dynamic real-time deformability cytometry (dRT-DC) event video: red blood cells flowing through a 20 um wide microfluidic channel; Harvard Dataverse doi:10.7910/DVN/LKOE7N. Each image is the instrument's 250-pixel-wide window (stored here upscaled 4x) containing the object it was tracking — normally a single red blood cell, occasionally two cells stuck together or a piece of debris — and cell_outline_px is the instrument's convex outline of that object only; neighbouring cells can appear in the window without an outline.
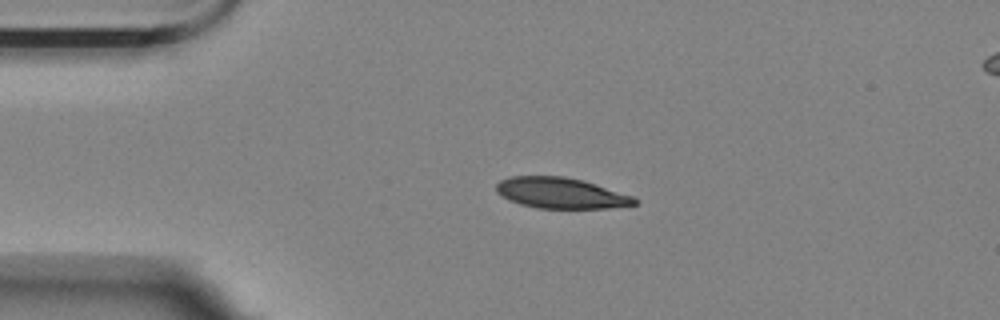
{"species": "Egyptian fruit bat (a non-hibernating species)", "species_latin": "Rousettus aegyptiacus", "temperature_condition": "room temperature", "stored_images_in_passage": 45, "camera_frame_rate_fps": 3000, "um_per_image_px": 0.085, "animal": {"sex": "female"}, "frame": {"image": 1, "passage_image": 1, "time_ms": 0.0, "image_size_px": [1000, 320], "cell_outline_px": [[640, 204], [608, 208], [536, 208], [520, 204], [508, 200], [496, 192], [496, 184], [500, 180], [512, 176], [564, 176], [584, 180], [632, 196], [640, 200]], "centroid_in_image_um": [47.68, 16.41], "position_along_channel_um": 37.3, "area_um2": 24.97}}
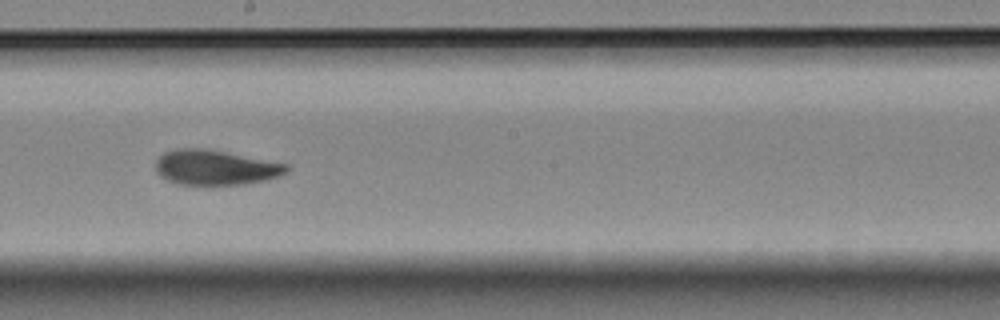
{"frame": {"image": 2, "passage_image": 20, "time_ms": 6.333, "image_size_px": [1000, 320], "cell_outline_px": [[288, 172], [280, 176], [264, 180], [244, 184], [176, 184], [160, 176], [156, 172], [156, 160], [164, 152], [176, 148], [204, 148], [288, 164]], "centroid_in_image_um": [18.28, 14.23], "position_along_channel_um": 229.9, "area_um2": 26.53}}
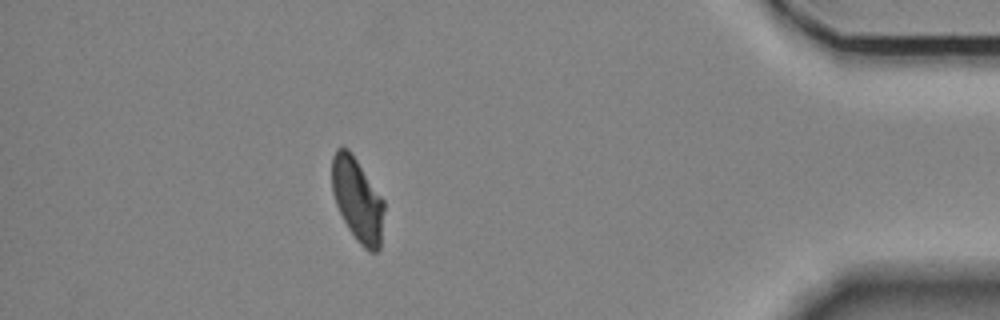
{"frame": {"image": 3, "passage_image": 39, "time_ms": 12.667, "image_size_px": [1000, 320], "cell_outline_px": [[384, 208], [380, 248], [376, 252], [368, 252], [356, 240], [348, 228], [336, 204], [332, 192], [332, 156], [336, 148], [348, 148], [384, 200]], "centroid_in_image_um": [30.38, 17.0], "position_along_channel_um": 404.8, "area_um2": 25.2}, "authors_computed_cell_mechanics": {"area_um2": 26.5302, "velocity_mm_per_s": 3.4935, "shape_relaxation_time_tau1_ms": 4.1782, "shape_relaxation_time_tau2_ms": 1.5411, "deformation_change_tau1": 0.1506, "deformation_change_tau2": 0.0645}}